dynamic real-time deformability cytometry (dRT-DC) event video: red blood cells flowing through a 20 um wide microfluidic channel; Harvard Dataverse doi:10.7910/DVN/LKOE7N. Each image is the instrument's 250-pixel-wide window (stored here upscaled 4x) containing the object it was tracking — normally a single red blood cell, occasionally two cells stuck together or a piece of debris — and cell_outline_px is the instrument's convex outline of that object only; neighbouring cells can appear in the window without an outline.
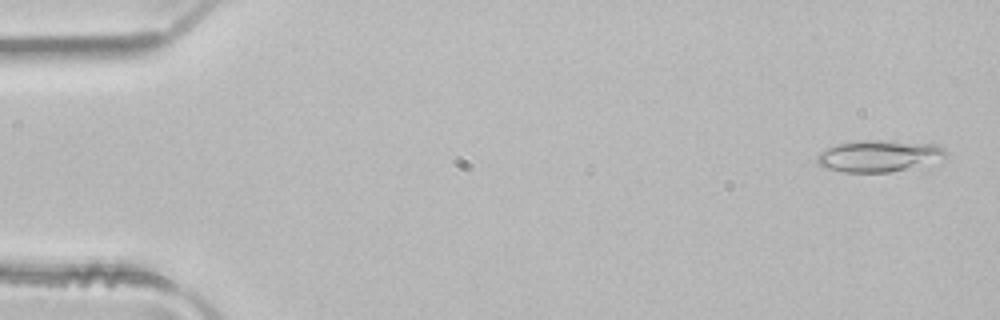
{"species": "common noctule bat (a hibernating species)", "species_latin": "Nyctalus noctula", "temperature_condition": "room temperature", "stored_images_in_passage": 4, "camera_frame_rate_fps": 3000, "um_per_image_px": 0.085, "animal": {"sex": "male", "body_mass_g": 21.5, "forearm_length_mm": 52.0}, "frame": {"image": 1, "passage_image": 1, "time_ms": 0.0, "image_size_px": [1000, 320], "cell_outline_px": [[948, 156], [904, 168], [888, 172], [844, 172], [820, 168], [816, 160], [816, 156], [820, 152], [836, 144], [860, 140], [888, 140], [936, 144], [944, 148], [948, 152]], "centroid_in_image_um": [74.61, 13.23], "position_along_channel_um": 10.4, "area_um2": 23.52}}